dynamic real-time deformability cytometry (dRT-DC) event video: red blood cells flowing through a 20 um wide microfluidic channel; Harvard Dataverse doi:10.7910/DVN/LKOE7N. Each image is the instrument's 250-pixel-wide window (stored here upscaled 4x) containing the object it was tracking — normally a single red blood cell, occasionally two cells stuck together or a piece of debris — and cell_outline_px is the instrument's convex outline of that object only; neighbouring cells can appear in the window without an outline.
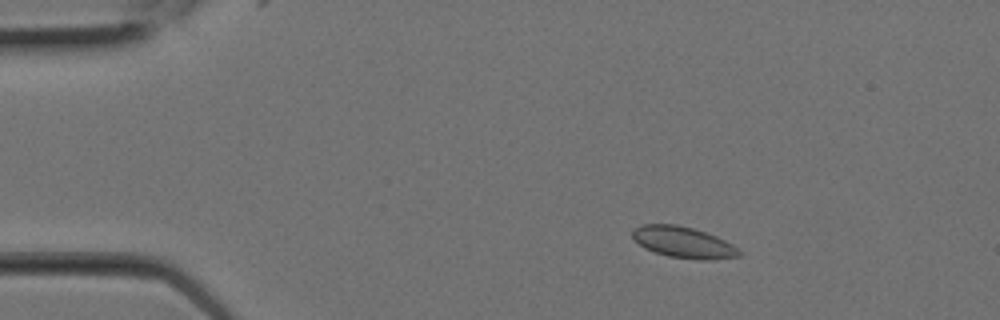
{"species": "Egyptian fruit bat (a non-hibernating species)", "species_latin": "Rousettus aegyptiacus", "temperature_condition": "room temperature", "stored_images_in_passage": 4, "camera_frame_rate_fps": 3000, "um_per_image_px": 0.085, "animal": {"sex": "female"}, "frame": {"image": 1, "passage_image": 1, "time_ms": 0.0, "image_size_px": [1000, 320], "cell_outline_px": [[740, 256], [708, 260], [700, 260], [668, 256], [644, 248], [632, 236], [632, 228], [640, 224], [676, 224], [692, 228], [716, 236], [732, 244], [740, 252]], "centroid_in_image_um": [58.05, 20.58], "position_along_channel_um": 27.0, "area_um2": 19.25}}
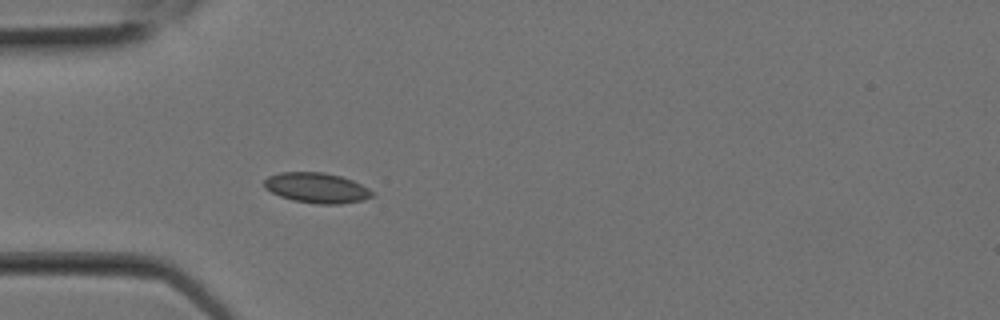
{"frame": {"image": 2, "passage_image": 4, "time_ms": 1.0, "image_size_px": [1000, 320], "cell_outline_px": [[376, 196], [364, 200], [340, 204], [316, 204], [292, 200], [280, 196], [264, 188], [264, 180], [268, 176], [280, 172], [324, 172], [340, 176], [352, 180], [376, 192]], "centroid_in_image_um": [26.95, 15.97], "position_along_channel_um": 58.0, "area_um2": 19.25}}